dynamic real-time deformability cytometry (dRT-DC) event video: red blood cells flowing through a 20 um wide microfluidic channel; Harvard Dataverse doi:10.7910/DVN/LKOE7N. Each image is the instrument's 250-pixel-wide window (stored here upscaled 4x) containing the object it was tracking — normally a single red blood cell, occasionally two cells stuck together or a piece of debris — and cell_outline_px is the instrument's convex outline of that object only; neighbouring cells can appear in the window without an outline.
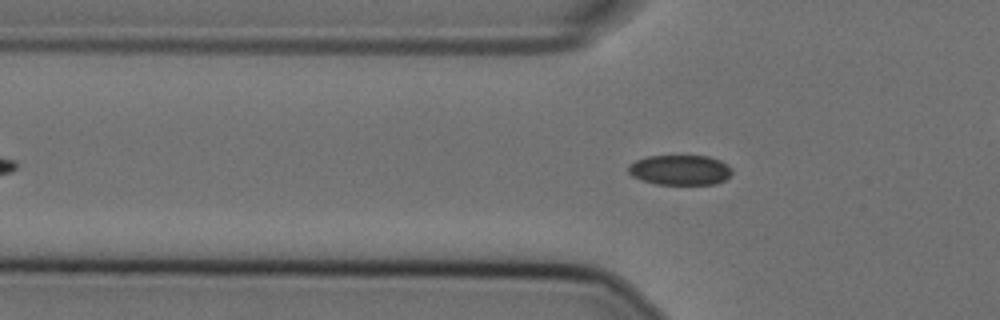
{"species": "Egyptian fruit bat (a non-hibernating species)", "species_latin": "Rousettus aegyptiacus", "temperature_condition": "cold", "stored_images_in_passage": 35, "camera_frame_rate_fps": 3000, "um_per_image_px": 0.085, "animal": {"sex": "female"}, "frame": {"image": 1, "passage_image": 3, "time_ms": 0.667, "image_size_px": [1000, 320], "cell_outline_px": [[732, 172], [724, 180], [716, 184], [656, 184], [640, 180], [632, 176], [628, 172], [628, 164], [636, 160], [648, 156], [708, 156], [720, 160], [728, 164], [732, 168]], "centroid_in_image_um": [57.79, 14.45], "position_along_channel_um": 68.0, "area_um2": 18.26}}
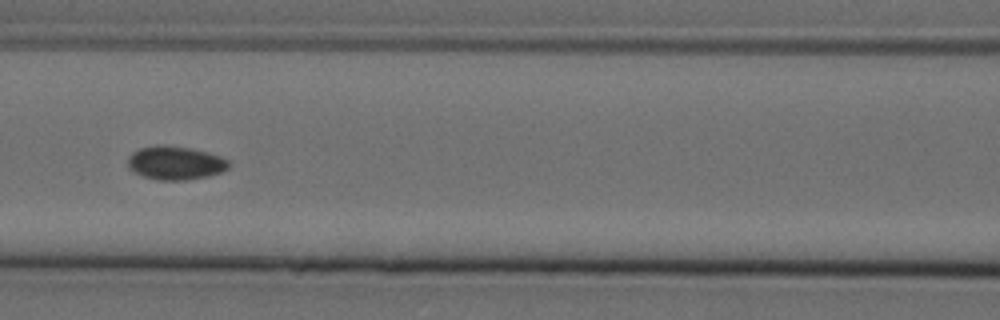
{"frame": {"image": 2, "passage_image": 10, "time_ms": 3.0, "image_size_px": [1000, 320], "cell_outline_px": [[232, 164], [228, 168], [220, 172], [208, 176], [184, 180], [156, 180], [132, 172], [128, 168], [128, 156], [132, 152], [140, 148], [156, 144], [160, 144], [192, 148], [220, 156], [228, 160]], "centroid_in_image_um": [14.88, 13.84], "position_along_channel_um": 151.7, "area_um2": 19.94}}
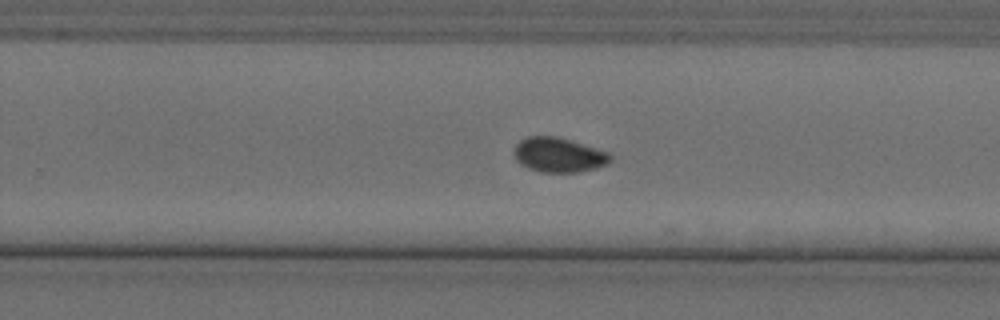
{"frame": {"image": 3, "passage_image": 21, "time_ms": 6.667, "image_size_px": [1000, 320], "cell_outline_px": [[612, 160], [608, 164], [596, 168], [580, 172], [540, 172], [528, 168], [520, 164], [516, 160], [512, 152], [516, 144], [520, 140], [528, 136], [556, 136], [608, 152], [612, 156]], "centroid_in_image_um": [47.46, 13.18], "position_along_channel_um": 282.3, "area_um2": 19.54}, "authors_computed_cell_mechanics": {"area_um2": 19.074, "velocity_mm_per_s": 3.5855, "shape_relaxation_time_tau1_ms": null, "shape_relaxation_time_tau2_ms": 1.8495, "deformation_change_tau1": null, "deformation_change_tau2": 0.0477}}